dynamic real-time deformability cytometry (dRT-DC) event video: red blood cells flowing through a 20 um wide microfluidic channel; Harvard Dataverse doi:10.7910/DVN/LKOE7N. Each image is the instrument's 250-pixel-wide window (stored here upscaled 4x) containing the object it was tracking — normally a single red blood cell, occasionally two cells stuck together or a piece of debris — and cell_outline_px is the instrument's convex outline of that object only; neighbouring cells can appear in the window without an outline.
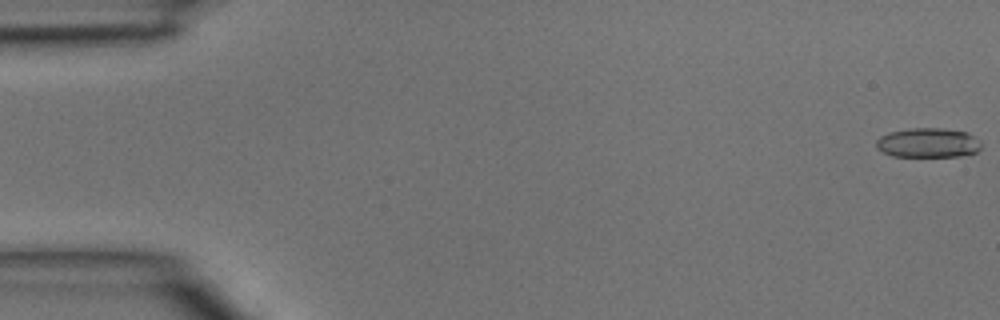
{"species": "common noctule bat (a hibernating species)", "species_latin": "Nyctalus noctula", "temperature_condition": "room temperature", "stored_images_in_passage": 5, "segment_of_instrument_passage": [1, 2], "camera_frame_rate_fps": 3000, "um_per_image_px": 0.085, "animal": {"sex": "male", "body_mass_g": 15.6}, "frame": {"image": 1, "passage_image": 1, "time_ms": 0.0, "image_size_px": [1000, 320], "cell_outline_px": [[980, 148], [976, 152], [960, 156], [892, 156], [876, 148], [876, 140], [880, 136], [888, 132], [908, 128], [940, 128], [964, 132], [980, 140]], "centroid_in_image_um": [78.84, 12.13], "position_along_channel_um": 6.2, "area_um2": 17.98}}
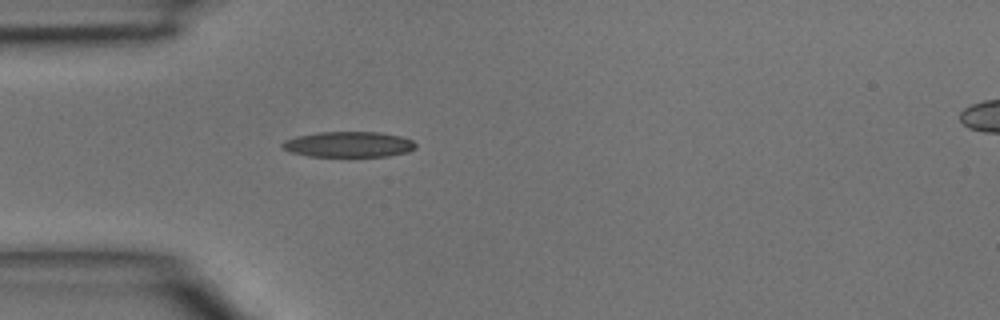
{"frame": {"image": 2, "passage_image": 4, "time_ms": 1.0, "image_size_px": [1000, 320], "cell_outline_px": [[416, 148], [408, 152], [388, 156], [308, 156], [292, 152], [284, 148], [280, 144], [284, 140], [296, 136], [316, 132], [380, 132], [400, 136], [412, 140], [416, 144]], "centroid_in_image_um": [29.64, 12.26], "position_along_channel_um": 55.4, "area_um2": 19.88}}